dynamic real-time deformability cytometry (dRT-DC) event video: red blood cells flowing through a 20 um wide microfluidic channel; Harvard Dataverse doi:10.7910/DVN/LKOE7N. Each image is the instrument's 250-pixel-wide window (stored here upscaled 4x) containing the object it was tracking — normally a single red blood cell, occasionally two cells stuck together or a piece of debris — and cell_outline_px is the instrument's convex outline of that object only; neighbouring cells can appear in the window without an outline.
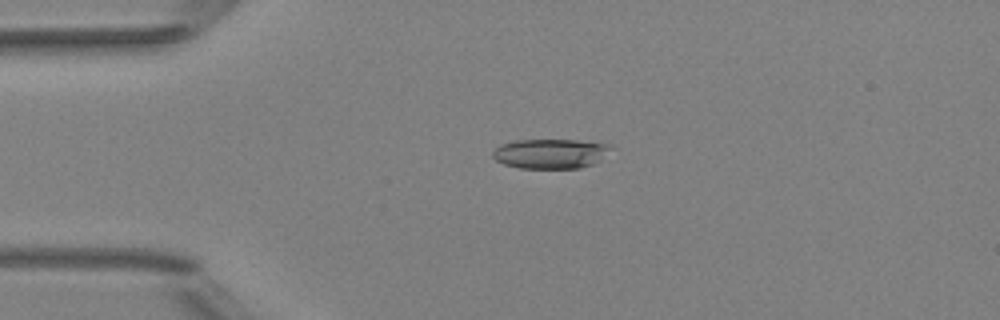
{"species": "Egyptian fruit bat (a non-hibernating species)", "species_latin": "Rousettus aegyptiacus", "temperature_condition": "room temperature", "stored_images_in_passage": 42, "camera_frame_rate_fps": 3000, "um_per_image_px": 0.085, "animal": {"sex": "female"}, "frame": {"image": 1, "passage_image": 3, "time_ms": 0.667, "image_size_px": [1000, 320], "cell_outline_px": [[616, 148], [600, 160], [592, 164], [580, 168], [520, 168], [504, 164], [496, 160], [492, 156], [492, 152], [500, 144], [516, 140], [576, 140], [612, 144]], "centroid_in_image_um": [46.85, 13.05], "position_along_channel_um": 38.2, "area_um2": 20.69}}
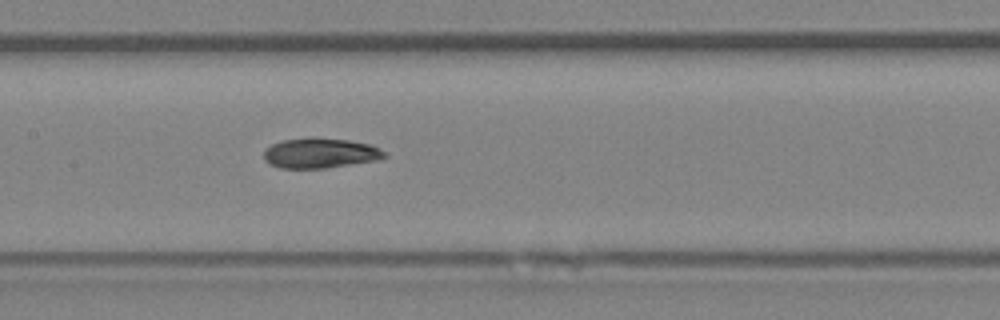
{"frame": {"image": 2, "passage_image": 16, "time_ms": 5.0, "image_size_px": [1000, 320], "cell_outline_px": [[388, 156], [376, 160], [324, 168], [280, 168], [268, 164], [264, 160], [264, 152], [272, 144], [284, 140], [312, 136], [348, 140], [368, 144], [380, 148], [388, 152]], "centroid_in_image_um": [27.22, 13.0], "position_along_channel_um": 180.2, "area_um2": 21.27}}
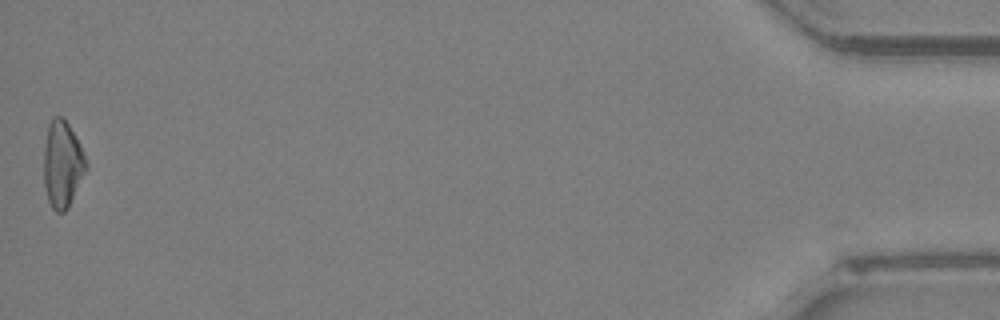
{"frame": {"image": 3, "passage_image": 42, "time_ms": 13.667, "image_size_px": [1000, 320], "cell_outline_px": [[88, 168], [68, 208], [64, 212], [56, 212], [52, 208], [48, 200], [44, 184], [44, 148], [48, 124], [52, 116], [60, 116], [68, 124], [76, 136], [80, 144], [88, 164]], "centroid_in_image_um": [5.31, 13.96], "position_along_channel_um": 429.9, "area_um2": 21.5}, "authors_computed_cell_mechanics": {"area_um2": 21.0392, "velocity_mm_per_s": 4.019, "shape_relaxation_time_tau1_ms": 9.3774, "shape_relaxation_time_tau2_ms": 3.2603, "deformation_change_tau1": 0.2123, "deformation_change_tau2": 0.0855}}